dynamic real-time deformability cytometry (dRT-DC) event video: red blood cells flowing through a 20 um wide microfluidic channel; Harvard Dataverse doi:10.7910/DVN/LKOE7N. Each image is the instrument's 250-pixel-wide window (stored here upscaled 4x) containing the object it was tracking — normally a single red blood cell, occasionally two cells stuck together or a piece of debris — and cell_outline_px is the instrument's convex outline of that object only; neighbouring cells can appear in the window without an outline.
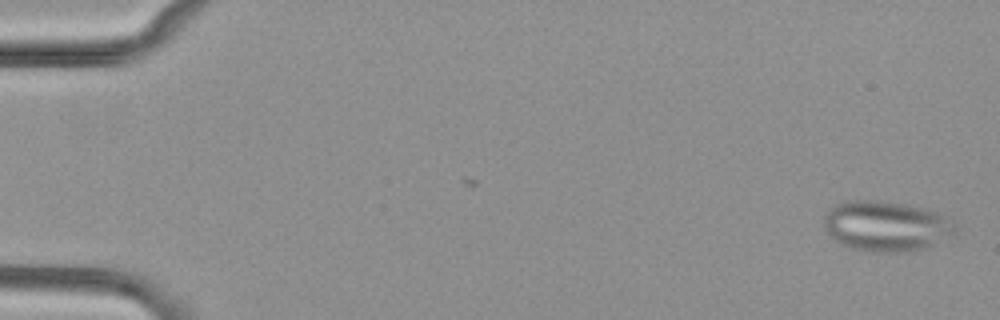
{"species": "common noctule bat (a hibernating species)", "species_latin": "Nyctalus noctula", "temperature_condition": "cold", "stored_images_in_passage": 39, "segment_of_instrument_passage": [1, 2], "camera_frame_rate_fps": 3000, "um_per_image_px": 0.085, "animal": {"sex": "female", "body_mass_g": 29.2, "forearm_length_mm": 56.3}, "frame": {"image": 1, "passage_image": 1, "time_ms": 0.0, "image_size_px": [1000, 320], "cell_outline_px": [[960, 228], [956, 236], [928, 248], [908, 252], [868, 252], [852, 248], [836, 240], [824, 228], [824, 216], [836, 204], [848, 200], [876, 200], [908, 204], [936, 212], [944, 216]], "centroid_in_image_um": [75.41, 19.24], "position_along_channel_um": 9.6, "area_um2": 39.02}}